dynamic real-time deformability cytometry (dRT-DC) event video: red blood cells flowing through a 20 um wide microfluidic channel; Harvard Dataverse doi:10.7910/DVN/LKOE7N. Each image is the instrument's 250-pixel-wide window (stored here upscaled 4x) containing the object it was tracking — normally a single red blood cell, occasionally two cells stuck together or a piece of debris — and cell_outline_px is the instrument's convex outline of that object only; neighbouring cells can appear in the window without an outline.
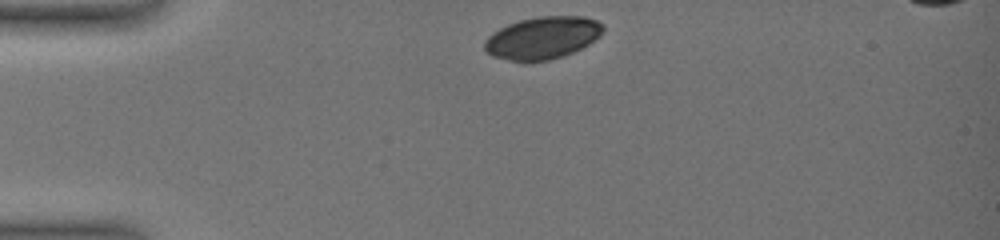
{"species": "common noctule bat (a hibernating species)", "species_latin": "Nyctalus noctula", "temperature_condition": "warm", "stored_images_in_passage": 2, "camera_frame_rate_fps": 3000, "um_per_image_px": 0.085, "animal": {"sex": "female", "body_mass_g": 19.0, "forearm_length_mm": 51.5}, "frame": {"image": 1, "passage_image": 1, "time_ms": 0.0, "image_size_px": [1000, 240], "cell_outline_px": [[604, 32], [600, 36], [588, 44], [564, 56], [548, 60], [512, 60], [492, 56], [484, 48], [484, 40], [492, 32], [508, 24], [520, 20], [540, 16], [584, 16], [596, 20], [604, 24]], "centroid_in_image_um": [46.14, 3.19], "position_along_channel_um": 38.9, "area_um2": 29.07}}